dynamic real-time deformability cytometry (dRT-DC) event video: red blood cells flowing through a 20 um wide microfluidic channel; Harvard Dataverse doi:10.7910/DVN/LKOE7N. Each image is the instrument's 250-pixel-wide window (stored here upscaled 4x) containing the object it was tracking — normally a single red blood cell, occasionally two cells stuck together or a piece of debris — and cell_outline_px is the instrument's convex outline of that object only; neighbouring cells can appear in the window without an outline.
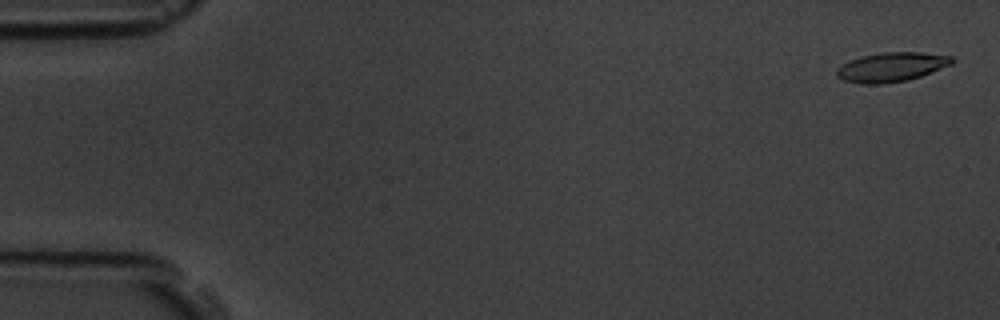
{"species": "common noctule bat (a hibernating species)", "species_latin": "Nyctalus noctula", "temperature_condition": "room temperature", "stored_images_in_passage": 5, "camera_frame_rate_fps": 3000, "um_per_image_px": 0.085, "animal": {"sex": "male", "body_mass_g": 19.5, "forearm_length_mm": 54.6}, "frame": {"image": 1, "passage_image": 1, "time_ms": 0.0, "image_size_px": [1000, 320], "cell_outline_px": [[956, 60], [952, 64], [920, 76], [908, 80], [884, 84], [864, 84], [844, 80], [836, 76], [836, 68], [860, 56], [884, 52], [920, 52], [952, 56]], "centroid_in_image_um": [75.79, 5.7], "position_along_channel_um": 9.2, "area_um2": 19.65}}
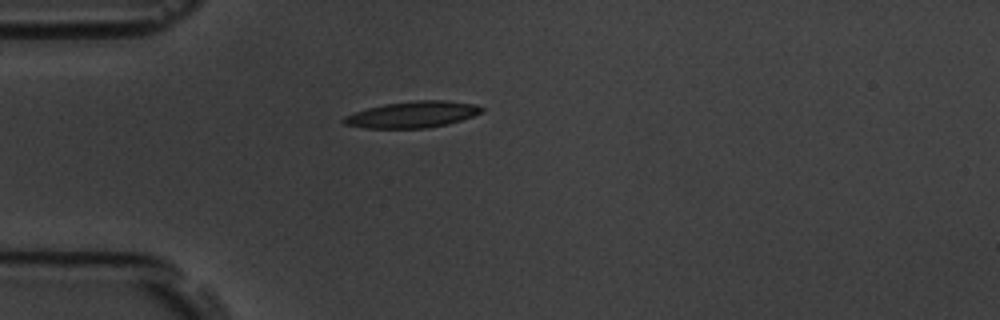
{"frame": {"image": 2, "passage_image": 5, "time_ms": 4.667, "image_size_px": [1000, 320], "cell_outline_px": [[484, 112], [448, 124], [428, 128], [364, 128], [344, 124], [340, 120], [344, 116], [368, 108], [384, 104], [416, 100], [448, 100], [476, 104], [484, 108]], "centroid_in_image_um": [35.08, 9.73], "position_along_channel_um": 49.9, "area_um2": 21.27}}